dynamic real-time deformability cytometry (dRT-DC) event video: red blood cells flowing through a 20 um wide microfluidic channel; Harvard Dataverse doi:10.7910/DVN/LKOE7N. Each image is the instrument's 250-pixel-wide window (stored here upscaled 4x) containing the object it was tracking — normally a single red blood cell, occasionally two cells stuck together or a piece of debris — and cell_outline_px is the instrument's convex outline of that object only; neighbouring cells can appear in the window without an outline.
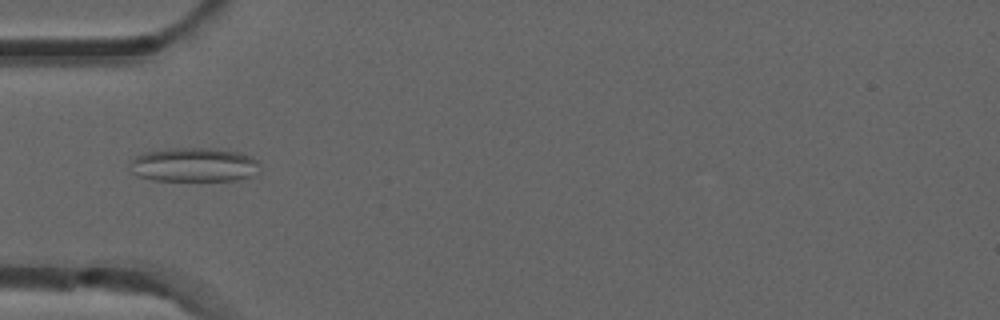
{"species": "common noctule bat (a hibernating species)", "species_latin": "Nyctalus noctula", "temperature_condition": "room temperature", "stored_images_in_passage": 5, "camera_frame_rate_fps": 3000, "um_per_image_px": 0.085, "animal": {"sex": "male", "forearm_length_mm": 52.5}, "frame": {"image": 1, "passage_image": 5, "time_ms": 1.333, "image_size_px": [1000, 320], "cell_outline_px": [[260, 172], [252, 176], [236, 180], [152, 180], [136, 176], [132, 172], [128, 164], [136, 156], [144, 152], [172, 148], [212, 148], [240, 152], [252, 156], [260, 164]], "centroid_in_image_um": [16.5, 14.0], "position_along_channel_um": 68.5, "area_um2": 26.13}}